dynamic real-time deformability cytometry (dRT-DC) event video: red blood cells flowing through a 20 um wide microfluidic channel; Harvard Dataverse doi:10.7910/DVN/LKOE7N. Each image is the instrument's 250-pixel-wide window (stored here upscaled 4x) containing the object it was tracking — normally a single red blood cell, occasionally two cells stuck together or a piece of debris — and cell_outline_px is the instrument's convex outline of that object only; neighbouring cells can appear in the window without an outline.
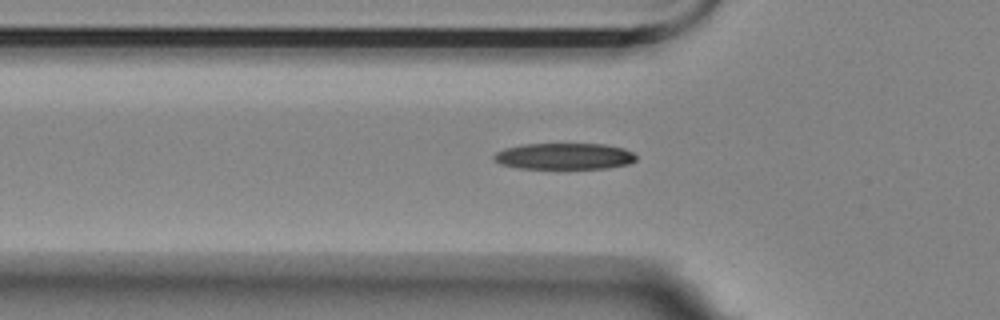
{"species": "Egyptian fruit bat (a non-hibernating species)", "species_latin": "Rousettus aegyptiacus", "temperature_condition": "room temperature", "stored_images_in_passage": 41, "camera_frame_rate_fps": 3000, "um_per_image_px": 0.085, "animal": {"sex": "female"}, "frame": {"image": 1, "passage_image": 3, "time_ms": 0.667, "image_size_px": [1000, 320], "cell_outline_px": [[636, 160], [628, 164], [608, 168], [516, 168], [500, 164], [492, 160], [492, 156], [496, 152], [504, 148], [524, 144], [604, 144], [624, 148], [632, 152], [636, 156]], "centroid_in_image_um": [47.93, 13.28], "position_along_channel_um": 77.9, "area_um2": 21.91}}
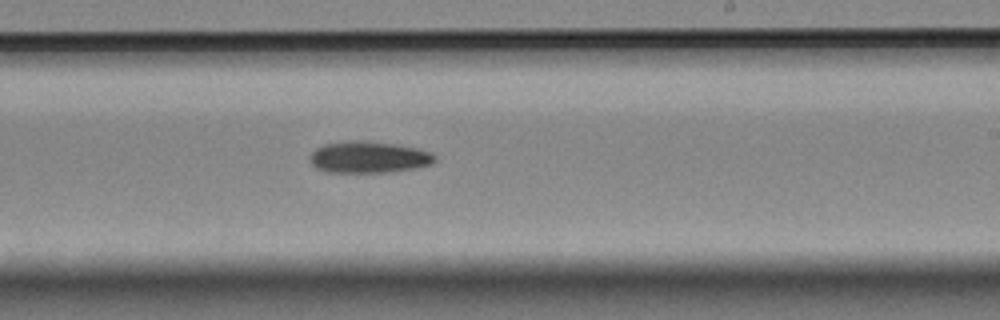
{"frame": {"image": 2, "passage_image": 18, "time_ms": 5.667, "image_size_px": [1000, 320], "cell_outline_px": [[436, 160], [432, 164], [416, 168], [388, 172], [324, 172], [316, 168], [312, 164], [312, 152], [316, 148], [324, 144], [352, 140], [364, 140], [392, 144], [416, 148], [432, 152], [436, 156]], "centroid_in_image_um": [31.36, 13.36], "position_along_channel_um": 257.6, "area_um2": 22.95}}
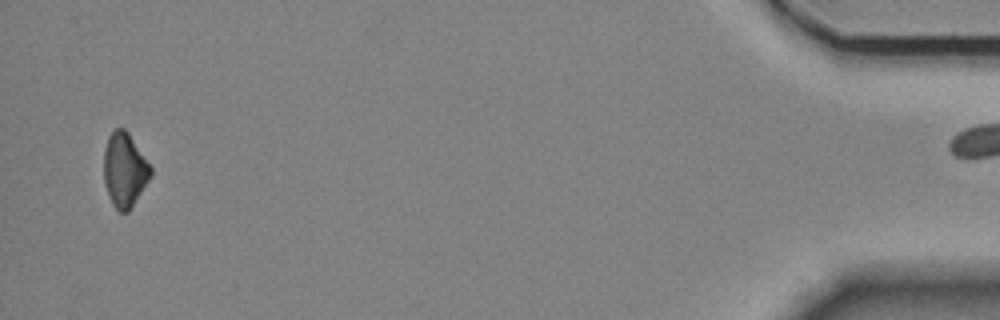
{"frame": {"image": 3, "passage_image": 39, "time_ms": 12.667, "image_size_px": [1000, 320], "cell_outline_px": [[152, 176], [132, 208], [128, 212], [120, 212], [112, 204], [108, 196], [104, 184], [104, 148], [108, 136], [112, 128], [124, 128], [128, 132], [152, 168]], "centroid_in_image_um": [10.58, 14.45], "position_along_channel_um": 424.6, "area_um2": 20.58}, "authors_computed_cell_mechanics": {"area_um2": 22.1374, "velocity_mm_per_s": 3.5807, "shape_relaxation_time_tau1_ms": 3.0512, "shape_relaxation_time_tau2_ms": null, "deformation_change_tau1": 0.1115, "deformation_change_tau2": null}}